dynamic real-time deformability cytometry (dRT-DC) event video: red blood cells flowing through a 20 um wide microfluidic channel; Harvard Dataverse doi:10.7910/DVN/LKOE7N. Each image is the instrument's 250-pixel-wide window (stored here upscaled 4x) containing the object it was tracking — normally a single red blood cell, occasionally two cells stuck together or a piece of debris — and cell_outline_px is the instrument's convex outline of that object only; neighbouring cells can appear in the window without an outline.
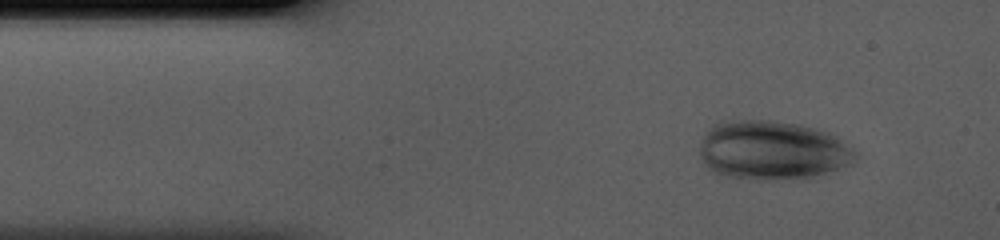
{"species": "human", "species_latin": "Homo sapiens", "temperature_condition": "cold", "stored_images_in_passage": 30, "camera_frame_rate_fps": 3000, "um_per_image_px": 0.085, "donor": {"sex": "male"}, "frame": {"image": 1, "passage_image": 1, "time_ms": 0.0, "image_size_px": [1000, 240], "cell_outline_px": [[824, 144], [816, 164], [804, 172], [752, 172], [732, 168], [724, 164], [720, 136], [720, 132], [748, 128], [768, 128], [796, 132], [820, 140]], "centroid_in_image_um": [65.41, 12.78], "position_along_channel_um": 19.6, "area_um2": 27.8}}
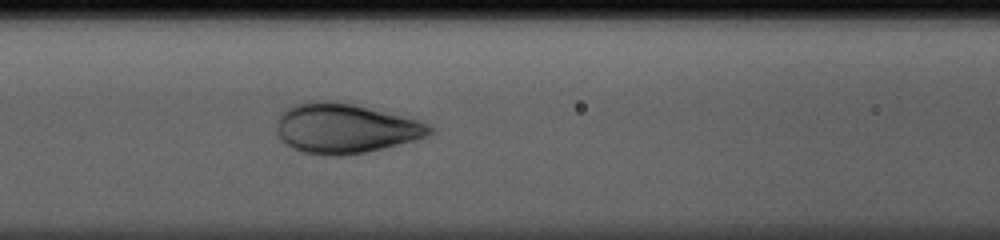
{"frame": {"image": 2, "passage_image": 13, "time_ms": 4.0, "image_size_px": [1000, 240], "cell_outline_px": [[424, 132], [416, 136], [404, 140], [356, 152], [316, 152], [300, 148], [292, 144], [288, 140], [288, 116], [292, 112], [300, 108], [312, 104], [340, 104], [360, 108], [404, 120], [416, 124], [424, 128]], "centroid_in_image_um": [29.38, 10.94], "position_along_channel_um": 137.2, "area_um2": 34.85}}
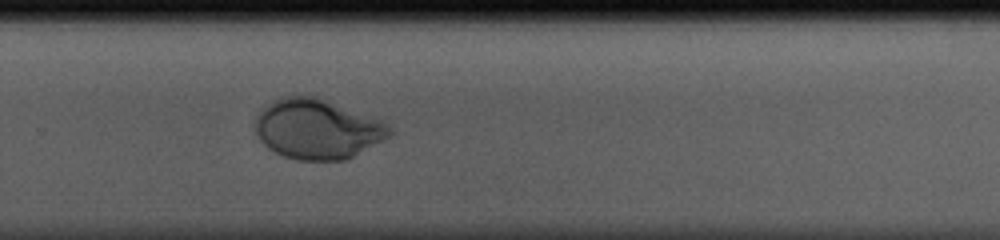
{"frame": {"image": 3, "passage_image": 25, "time_ms": 8.0, "image_size_px": [1000, 240], "cell_outline_px": [[372, 128], [364, 140], [348, 156], [324, 160], [320, 160], [292, 156], [280, 152], [272, 148], [264, 140], [260, 132], [260, 124], [264, 116], [272, 108], [280, 104], [292, 100], [312, 100], [324, 104]], "centroid_in_image_um": [26.51, 11.1], "position_along_channel_um": 303.3, "area_um2": 34.68}}